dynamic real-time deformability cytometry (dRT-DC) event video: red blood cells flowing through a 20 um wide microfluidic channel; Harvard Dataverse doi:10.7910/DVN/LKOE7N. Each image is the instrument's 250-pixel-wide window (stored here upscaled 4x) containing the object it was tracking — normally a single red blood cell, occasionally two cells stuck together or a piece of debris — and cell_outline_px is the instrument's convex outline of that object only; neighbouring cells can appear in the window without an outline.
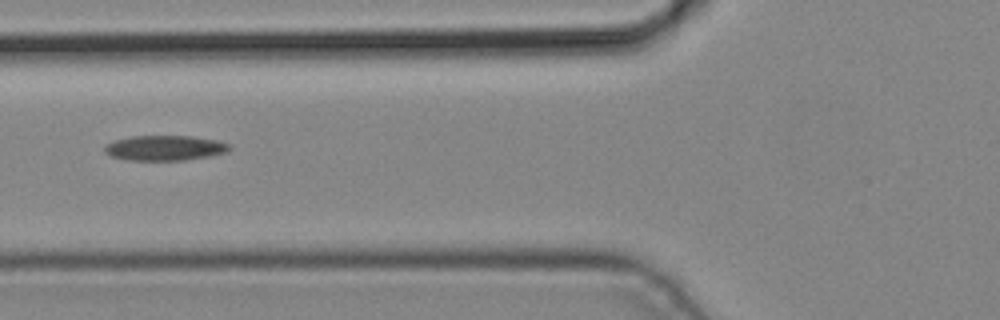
{"species": "common noctule bat (a hibernating species)", "species_latin": "Nyctalus noctula", "temperature_condition": "cold", "stored_images_in_passage": 6, "camera_frame_rate_fps": 3000, "um_per_image_px": 0.085, "animal": {"sex": "male", "body_mass_g": 19.2, "forearm_length_mm": 51.8}, "frame": {"image": 1, "passage_image": 6, "time_ms": 1.667, "image_size_px": [1000, 320], "cell_outline_px": [[232, 148], [228, 152], [212, 156], [184, 160], [132, 160], [112, 156], [104, 152], [104, 148], [108, 144], [116, 140], [132, 136], [192, 136], [216, 140], [228, 144]], "centroid_in_image_um": [14.07, 12.58], "position_along_channel_um": 111.7, "area_um2": 18.15}}